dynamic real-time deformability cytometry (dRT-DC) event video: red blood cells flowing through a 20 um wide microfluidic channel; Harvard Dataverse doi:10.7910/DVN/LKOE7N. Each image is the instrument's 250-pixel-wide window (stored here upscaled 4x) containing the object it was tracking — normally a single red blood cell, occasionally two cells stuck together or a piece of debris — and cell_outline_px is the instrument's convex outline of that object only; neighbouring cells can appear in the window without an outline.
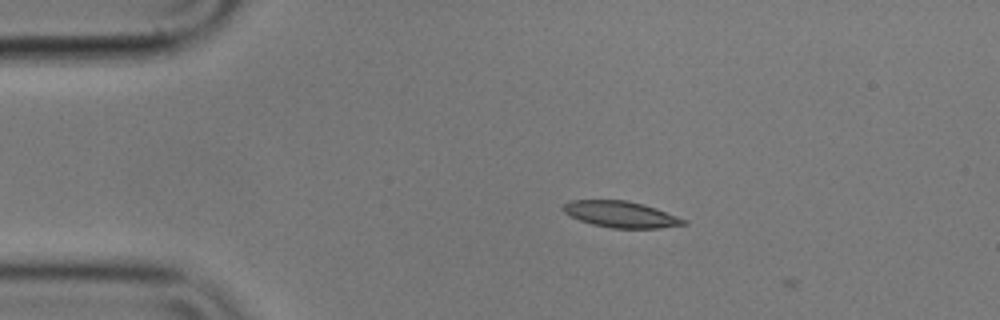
{"species": "common noctule bat (a hibernating species)", "species_latin": "Nyctalus noctula", "temperature_condition": "cold", "stored_images_in_passage": 4, "camera_frame_rate_fps": 3000, "um_per_image_px": 0.085, "animal": {"sex": "male", "body_mass_g": 17.9}, "frame": {"image": 1, "passage_image": 3, "time_ms": 0.667, "image_size_px": [1000, 320], "cell_outline_px": [[688, 224], [660, 228], [612, 228], [592, 224], [580, 220], [564, 212], [560, 208], [564, 204], [572, 200], [628, 200], [644, 204], [656, 208], [688, 220]], "centroid_in_image_um": [52.8, 18.21], "position_along_channel_um": 32.2, "area_um2": 18.5}}